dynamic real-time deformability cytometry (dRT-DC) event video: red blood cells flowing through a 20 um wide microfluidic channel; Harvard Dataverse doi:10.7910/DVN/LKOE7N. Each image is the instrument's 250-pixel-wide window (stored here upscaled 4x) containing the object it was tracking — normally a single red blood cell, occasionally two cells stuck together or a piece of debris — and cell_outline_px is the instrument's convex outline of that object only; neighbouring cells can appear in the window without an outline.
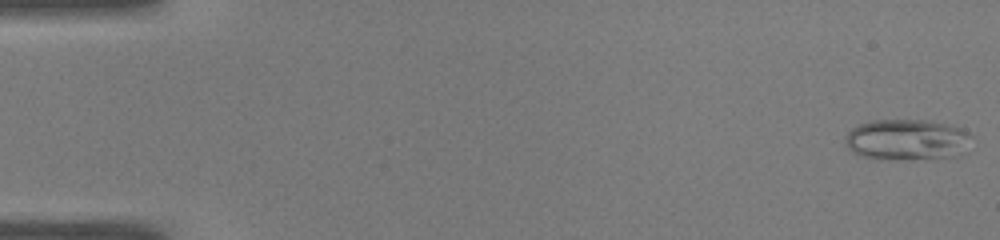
{"species": "common noctule bat (a hibernating species)", "species_latin": "Nyctalus noctula", "temperature_condition": "warm", "stored_images_in_passage": 49, "camera_frame_rate_fps": 3000, "um_per_image_px": 0.085, "animal": {"sex": "male", "body_mass_g": 19.0, "forearm_length_mm": 50.8}, "frame": {"image": 1, "passage_image": 1, "time_ms": 0.0, "image_size_px": [1000, 240], "cell_outline_px": [[972, 136], [956, 156], [908, 160], [876, 160], [860, 156], [852, 152], [844, 144], [844, 136], [852, 128], [860, 124], [872, 120], [932, 120], [960, 128], [968, 132]], "centroid_in_image_um": [76.98, 11.89], "position_along_channel_um": 8.0, "area_um2": 30.4}}
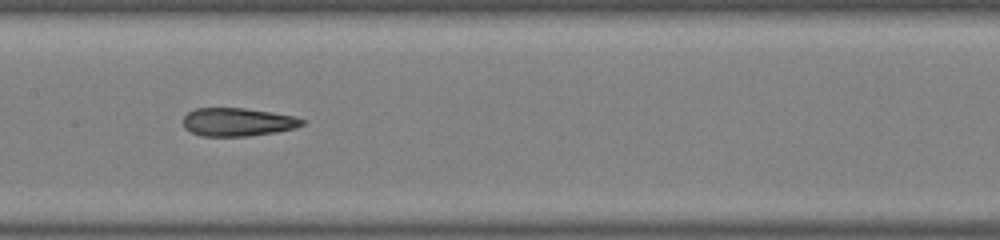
{"frame": {"image": 2, "passage_image": 25, "time_ms": 8.0, "image_size_px": [1000, 240], "cell_outline_px": [[308, 120], [304, 124], [296, 128], [276, 132], [248, 136], [200, 136], [184, 128], [184, 116], [188, 112], [196, 108], [244, 108], [272, 112], [296, 116]], "centroid_in_image_um": [20.25, 10.37], "position_along_channel_um": 187.1, "area_um2": 19.77}}
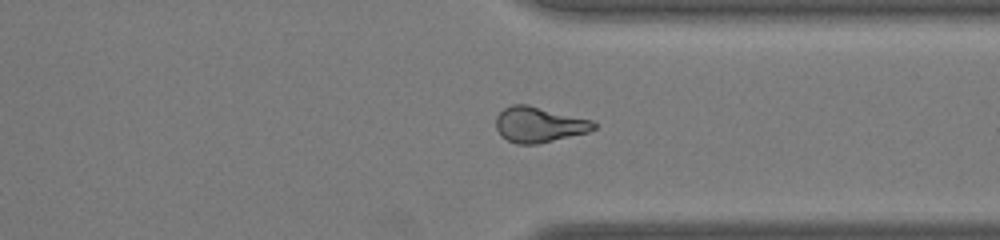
{"frame": {"image": 3, "passage_image": 38, "time_ms": 12.333, "image_size_px": [1000, 240], "cell_outline_px": [[596, 128], [588, 132], [536, 144], [516, 144], [500, 136], [496, 128], [496, 116], [504, 108], [512, 104], [528, 104], [592, 120], [596, 124]], "centroid_in_image_um": [45.79, 10.58], "position_along_channel_um": 365.6, "area_um2": 20.23}, "authors_computed_cell_mechanics": {"area_um2": 21.1548, "velocity_mm_per_s": 4.1132, "shape_relaxation_time_tau1_ms": null, "shape_relaxation_time_tau2_ms": 2.4817, "deformation_change_tau1": null, "deformation_change_tau2": 0.093}}